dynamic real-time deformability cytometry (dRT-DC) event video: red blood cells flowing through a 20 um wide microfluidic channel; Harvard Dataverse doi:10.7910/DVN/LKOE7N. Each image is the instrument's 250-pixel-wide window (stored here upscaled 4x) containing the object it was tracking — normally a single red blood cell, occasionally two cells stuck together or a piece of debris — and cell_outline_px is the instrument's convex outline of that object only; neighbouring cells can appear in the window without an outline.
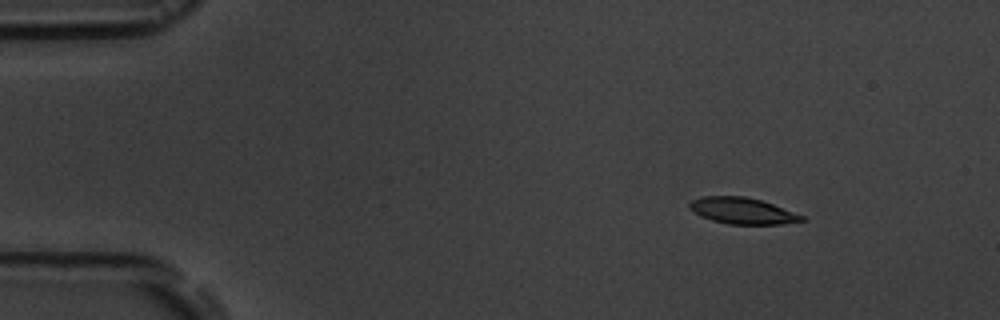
{"species": "common noctule bat (a hibernating species)", "species_latin": "Nyctalus noctula", "temperature_condition": "room temperature", "stored_images_in_passage": 6, "camera_frame_rate_fps": 3000, "um_per_image_px": 0.085, "animal": {"sex": "male", "body_mass_g": 19.5, "forearm_length_mm": 54.6}, "frame": {"image": 1, "passage_image": 2, "time_ms": 1.333, "image_size_px": [1000, 320], "cell_outline_px": [[808, 220], [780, 224], [728, 224], [712, 220], [700, 216], [688, 204], [692, 200], [700, 196], [744, 196], [760, 200], [772, 204], [804, 216]], "centroid_in_image_um": [63.11, 17.92], "position_along_channel_um": 21.9, "area_um2": 16.99}}
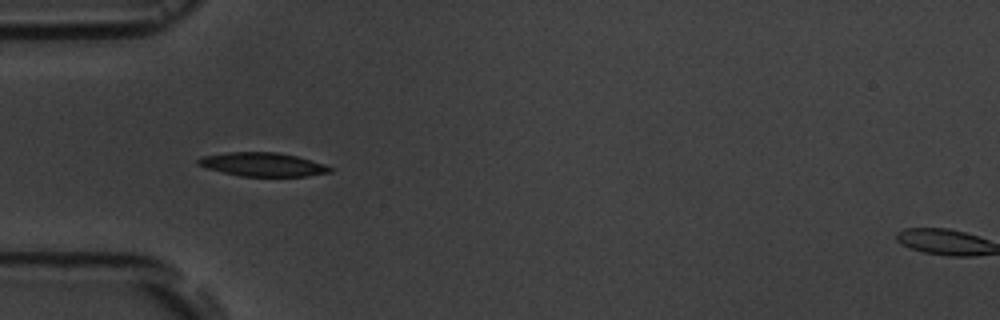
{"frame": {"image": 2, "passage_image": 5, "time_ms": 4.667, "image_size_px": [1000, 320], "cell_outline_px": [[332, 172], [308, 176], [240, 176], [208, 168], [196, 164], [196, 160], [204, 156], [228, 152], [276, 152], [296, 156], [324, 164], [332, 168]], "centroid_in_image_um": [22.34, 13.98], "position_along_channel_um": 62.7, "area_um2": 18.03}}
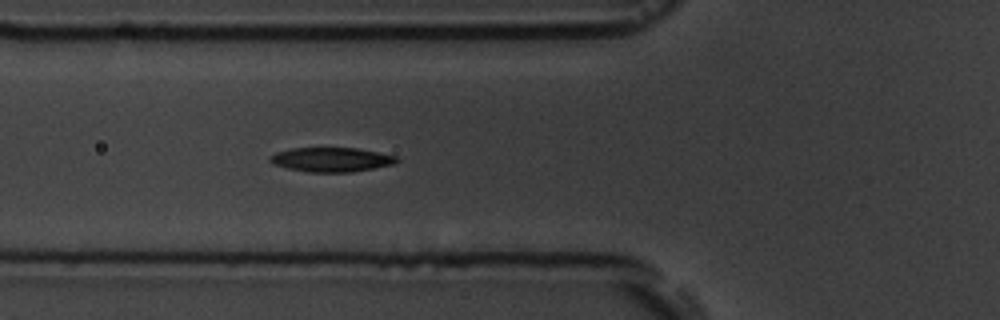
{"frame": {"image": 3, "passage_image": 6, "time_ms": 5.667, "image_size_px": [1000, 320], "cell_outline_px": [[400, 160], [392, 164], [352, 172], [308, 172], [288, 168], [272, 164], [268, 160], [276, 152], [292, 148], [356, 148], [396, 156]], "centroid_in_image_um": [28.13, 13.57], "position_along_channel_um": 97.7, "area_um2": 17.74}}